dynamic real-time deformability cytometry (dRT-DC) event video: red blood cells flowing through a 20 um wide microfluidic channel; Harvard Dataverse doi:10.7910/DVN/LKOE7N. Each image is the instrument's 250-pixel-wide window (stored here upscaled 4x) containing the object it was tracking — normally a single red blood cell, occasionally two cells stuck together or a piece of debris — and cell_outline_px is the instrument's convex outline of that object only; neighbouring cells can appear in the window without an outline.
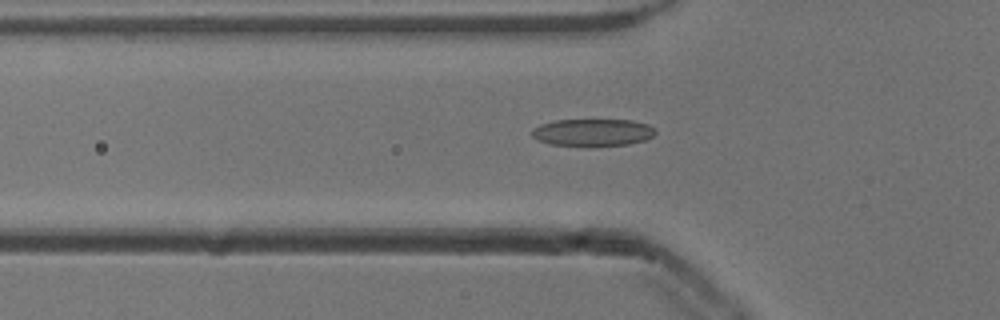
{"species": "common noctule bat (a hibernating species)", "species_latin": "Nyctalus noctula", "temperature_condition": "cold", "stored_images_in_passage": 48, "camera_frame_rate_fps": 3000, "um_per_image_px": 0.085, "animal": {"sex": "male", "body_mass_g": 13.3}, "frame": {"image": 1, "passage_image": 14, "time_ms": 4.333, "image_size_px": [1000, 320], "cell_outline_px": [[656, 132], [652, 136], [644, 140], [628, 144], [592, 148], [552, 144], [540, 140], [532, 136], [532, 128], [540, 124], [556, 120], [632, 120], [648, 124]], "centroid_in_image_um": [50.37, 11.28], "position_along_channel_um": 75.4, "area_um2": 19.94}}
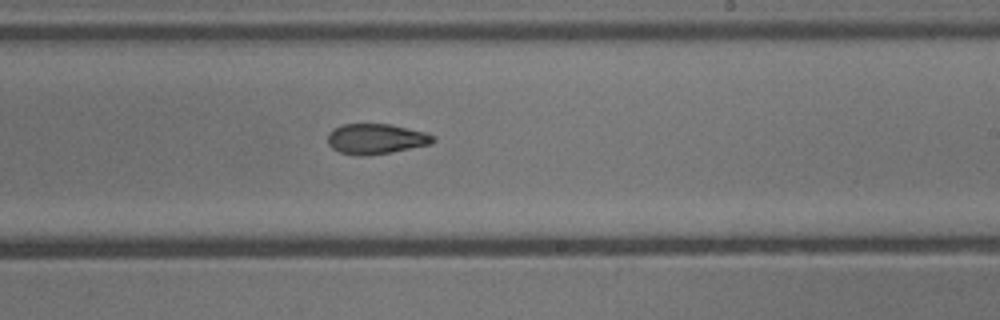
{"frame": {"image": 2, "passage_image": 28, "time_ms": 9.0, "image_size_px": [1000, 320], "cell_outline_px": [[436, 140], [432, 144], [392, 152], [360, 156], [340, 152], [332, 148], [328, 144], [328, 132], [332, 128], [344, 124], [392, 124], [428, 132], [436, 136]], "centroid_in_image_um": [32.0, 11.79], "position_along_channel_um": 257.0, "area_um2": 18.9}}
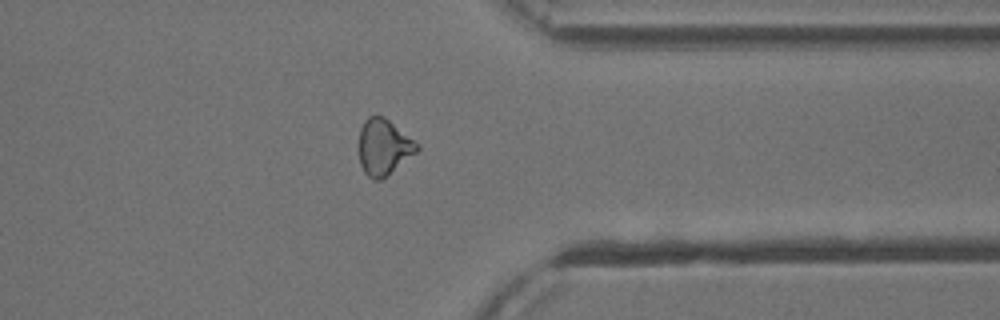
{"frame": {"image": 3, "passage_image": 38, "time_ms": 12.333, "image_size_px": [1000, 320], "cell_outline_px": [[420, 148], [416, 152], [380, 180], [376, 180], [368, 176], [364, 172], [360, 164], [360, 128], [364, 120], [368, 116], [376, 112], [384, 116], [420, 144]], "centroid_in_image_um": [32.61, 12.44], "position_along_channel_um": 378.8, "area_um2": 18.9}, "authors_computed_cell_mechanics": {"area_um2": 19.3052, "velocity_mm_per_s": 3.8642, "shape_relaxation_time_tau1_ms": 8.5142, "shape_relaxation_time_tau2_ms": 3.4481, "deformation_change_tau1": 0.1672, "deformation_change_tau2": 0.0951}}